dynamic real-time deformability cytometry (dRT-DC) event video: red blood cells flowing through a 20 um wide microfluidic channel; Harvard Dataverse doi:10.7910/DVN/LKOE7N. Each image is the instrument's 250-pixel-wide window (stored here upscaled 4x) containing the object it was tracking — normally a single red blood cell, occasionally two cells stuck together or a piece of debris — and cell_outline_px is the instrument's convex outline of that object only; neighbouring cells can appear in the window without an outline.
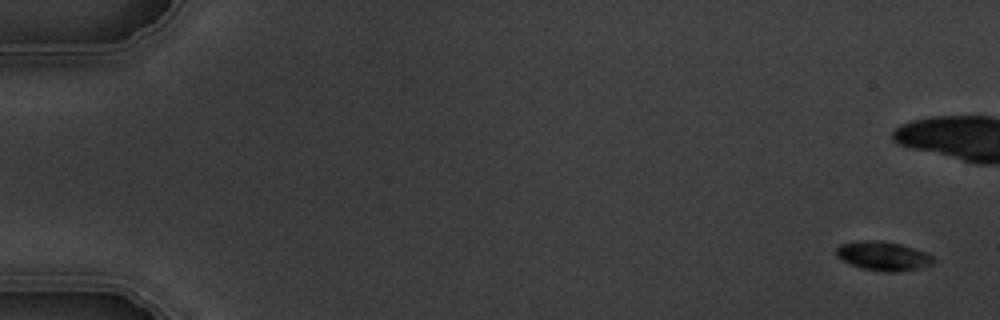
{"species": "common noctule bat (a hibernating species)", "species_latin": "Nyctalus noctula", "temperature_condition": "warm", "stored_images_in_passage": 7, "segment_of_instrument_passage": [2, 2], "camera_frame_rate_fps": 3000, "um_per_image_px": 0.085, "animal": {"sex": "male", "body_mass_g": 19.5, "forearm_length_mm": 54.6}, "frame": {"image": 1, "passage_image": 7, "time_ms": 6.667, "image_size_px": [1000, 320], "cell_outline_px": [[936, 260], [932, 264], [920, 268], [896, 272], [884, 272], [860, 268], [840, 260], [836, 256], [836, 248], [840, 244], [856, 240], [880, 240], [900, 244], [924, 252], [932, 256]], "centroid_in_image_um": [75.02, 21.76], "position_along_channel_um": 10.0, "area_um2": 16.65}}